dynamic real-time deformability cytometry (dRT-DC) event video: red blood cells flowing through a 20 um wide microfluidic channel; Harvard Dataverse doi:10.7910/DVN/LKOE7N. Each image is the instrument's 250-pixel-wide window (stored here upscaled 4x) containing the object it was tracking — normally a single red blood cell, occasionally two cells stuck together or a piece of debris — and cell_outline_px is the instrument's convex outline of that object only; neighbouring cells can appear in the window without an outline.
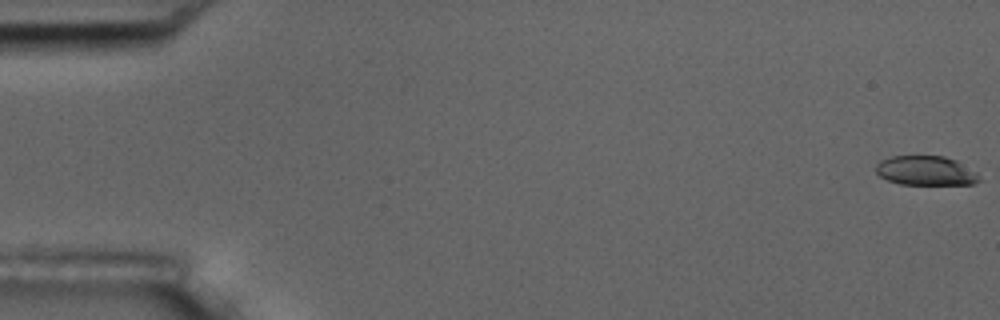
{"species": "common noctule bat (a hibernating species)", "species_latin": "Nyctalus noctula", "temperature_condition": "room temperature", "stored_images_in_passage": 57, "camera_frame_rate_fps": 3000, "um_per_image_px": 0.085, "animal": {"sex": "male", "body_mass_g": 17.5, "forearm_length_mm": 52.3}, "frame": {"image": 1, "passage_image": 1, "time_ms": 0.0, "image_size_px": [1000, 320], "cell_outline_px": [[980, 180], [972, 184], [900, 184], [888, 180], [880, 176], [876, 172], [876, 164], [880, 160], [892, 156], [944, 156], [956, 160], [976, 172]], "centroid_in_image_um": [78.67, 14.5], "position_along_channel_um": 6.3, "area_um2": 17.57}}
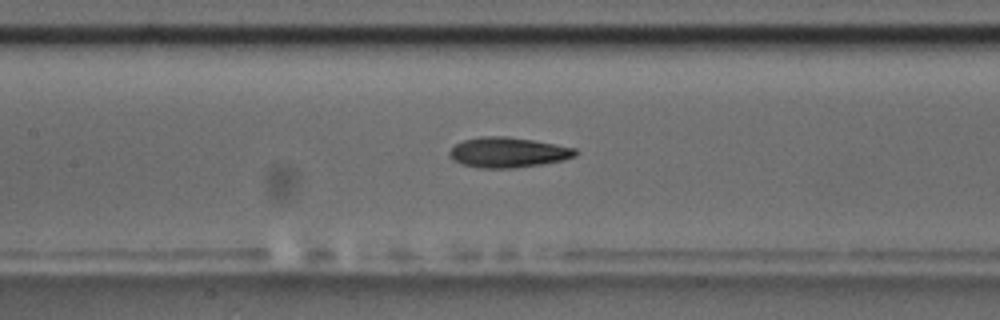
{"frame": {"image": 2, "passage_image": 27, "time_ms": 8.667, "image_size_px": [1000, 320], "cell_outline_px": [[580, 152], [576, 156], [560, 160], [540, 164], [516, 168], [480, 168], [460, 164], [452, 160], [448, 152], [456, 144], [464, 140], [480, 136], [508, 136], [532, 140], [576, 148]], "centroid_in_image_um": [43.16, 12.95], "position_along_channel_um": 164.2, "area_um2": 22.2}}
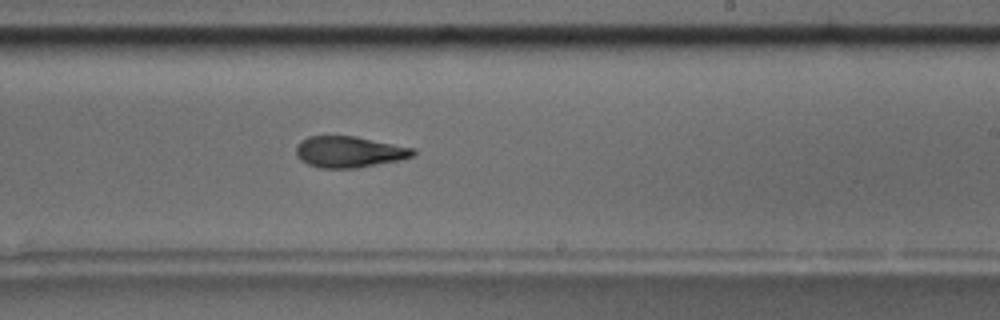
{"frame": {"image": 3, "passage_image": 35, "time_ms": 11.333, "image_size_px": [1000, 320], "cell_outline_px": [[416, 152], [412, 156], [400, 160], [356, 168], [320, 168], [308, 164], [300, 160], [296, 156], [296, 148], [300, 140], [308, 136], [356, 136], [416, 148]], "centroid_in_image_um": [29.68, 12.9], "position_along_channel_um": 259.3, "area_um2": 21.44}, "authors_computed_cell_mechanics": {"area_um2": 21.4438, "velocity_mm_per_s": 3.5862, "shape_relaxation_time_tau1_ms": 3.4947, "shape_relaxation_time_tau2_ms": 3.3192, "deformation_change_tau1": 0.1525, "deformation_change_tau2": 0.1201}}